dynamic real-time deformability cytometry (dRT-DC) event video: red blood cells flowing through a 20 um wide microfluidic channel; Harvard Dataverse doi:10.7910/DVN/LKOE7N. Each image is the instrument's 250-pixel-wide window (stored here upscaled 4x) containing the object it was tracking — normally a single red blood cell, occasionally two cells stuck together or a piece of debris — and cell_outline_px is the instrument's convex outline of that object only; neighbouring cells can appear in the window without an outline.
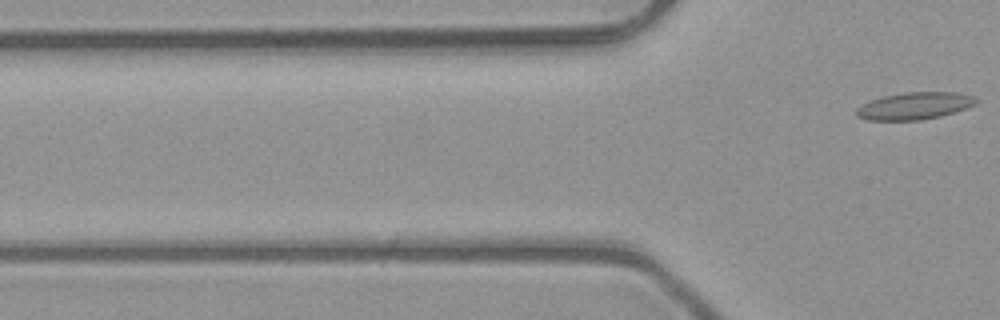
{"species": "common noctule bat (a hibernating species)", "species_latin": "Nyctalus noctula", "temperature_condition": "room temperature", "stored_images_in_passage": 6, "segment_of_instrument_passage": [2, 2], "camera_frame_rate_fps": 3000, "um_per_image_px": 0.085, "animal": {"sex": "male", "body_mass_g": 23.1, "forearm_length_mm": 52.7}, "frame": {"image": 1, "passage_image": 6, "time_ms": 1.667, "image_size_px": [1000, 320], "cell_outline_px": [[980, 100], [976, 104], [940, 116], [920, 120], [868, 120], [856, 116], [856, 108], [860, 104], [884, 96], [904, 92], [956, 92], [976, 96]], "centroid_in_image_um": [77.74, 8.99], "position_along_channel_um": 48.1, "area_um2": 18.96}}